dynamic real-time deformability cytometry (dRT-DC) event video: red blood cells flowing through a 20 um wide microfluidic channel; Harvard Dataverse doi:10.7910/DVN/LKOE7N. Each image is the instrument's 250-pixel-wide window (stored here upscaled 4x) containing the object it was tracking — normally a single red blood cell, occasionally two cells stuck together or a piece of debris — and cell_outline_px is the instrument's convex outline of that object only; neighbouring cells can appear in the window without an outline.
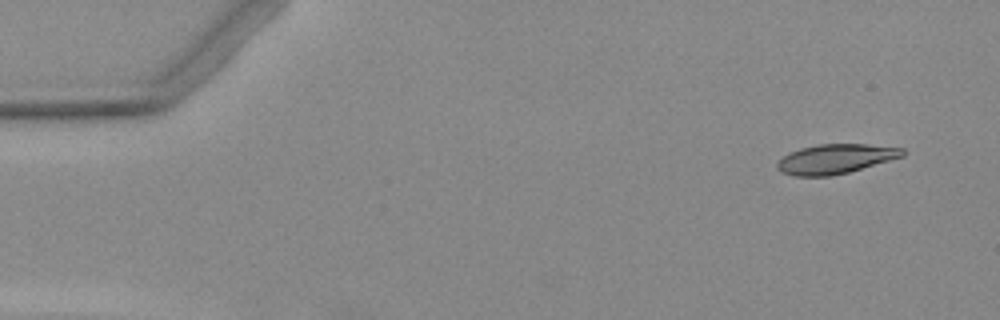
{"species": "Egyptian fruit bat (a non-hibernating species)", "species_latin": "Rousettus aegyptiacus", "temperature_condition": "warm", "stored_images_in_passage": 4, "camera_frame_rate_fps": 3000, "um_per_image_px": 0.085, "animal": {"sex": "female"}, "frame": {"image": 1, "passage_image": 1, "time_ms": 0.0, "image_size_px": [1000, 320], "cell_outline_px": [[904, 156], [848, 172], [832, 176], [796, 176], [780, 172], [776, 168], [776, 164], [788, 152], [800, 148], [820, 144], [864, 144], [904, 148]], "centroid_in_image_um": [70.98, 13.51], "position_along_channel_um": 14.0, "area_um2": 21.5}}
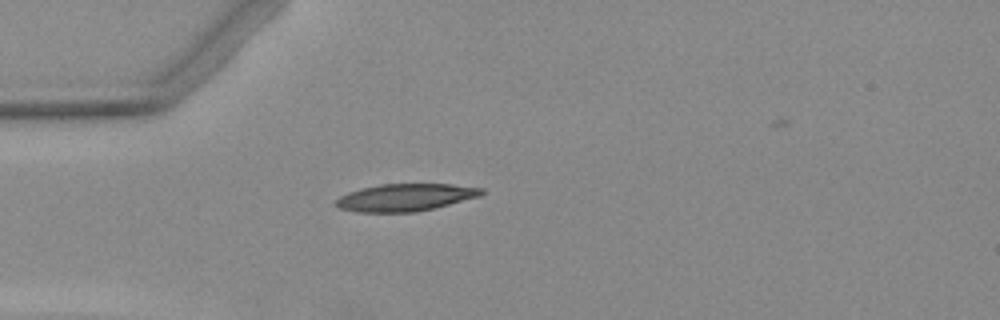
{"frame": {"image": 2, "passage_image": 4, "time_ms": 3.667, "image_size_px": [1000, 320], "cell_outline_px": [[484, 192], [480, 196], [416, 212], [356, 212], [340, 208], [332, 204], [340, 196], [348, 192], [360, 188], [380, 184], [452, 184], [484, 188]], "centroid_in_image_um": [34.42, 16.77], "position_along_channel_um": 50.6, "area_um2": 23.18}}